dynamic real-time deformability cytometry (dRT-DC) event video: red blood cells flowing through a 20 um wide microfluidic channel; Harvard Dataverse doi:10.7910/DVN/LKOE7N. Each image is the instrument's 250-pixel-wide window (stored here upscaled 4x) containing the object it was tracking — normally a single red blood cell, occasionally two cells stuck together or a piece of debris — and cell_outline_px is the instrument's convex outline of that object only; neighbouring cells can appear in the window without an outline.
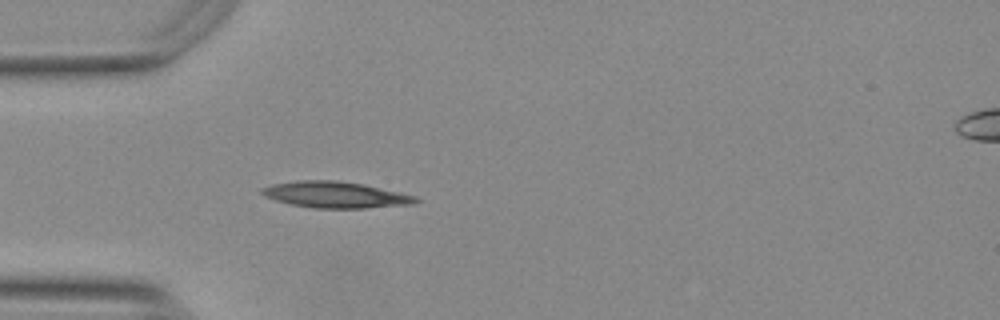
{"species": "Egyptian fruit bat (a non-hibernating species)", "species_latin": "Rousettus aegyptiacus", "temperature_condition": "warm", "stored_images_in_passage": 39, "camera_frame_rate_fps": 3000, "um_per_image_px": 0.085, "animal": {"sex": "female"}, "frame": {"image": 1, "passage_image": 1, "time_ms": 0.0, "image_size_px": [1000, 320], "cell_outline_px": [[420, 200], [412, 204], [364, 208], [316, 208], [292, 204], [276, 200], [260, 192], [260, 188], [272, 184], [300, 180], [336, 180], [364, 184], [400, 192], [416, 196]], "centroid_in_image_um": [28.54, 16.54], "position_along_channel_um": 56.5, "area_um2": 23.35}}
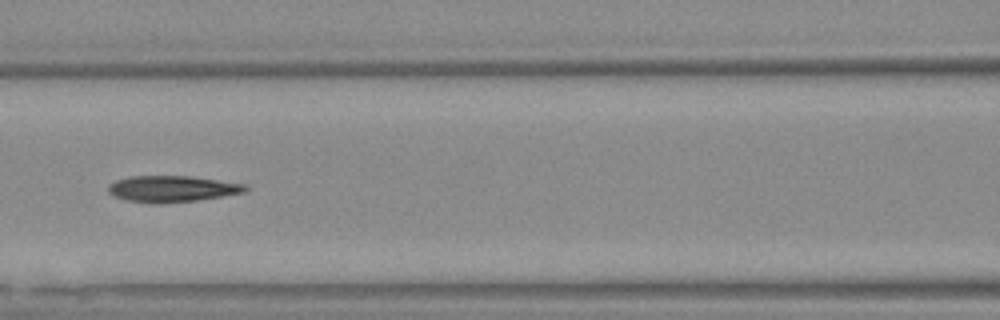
{"frame": {"image": 2, "passage_image": 9, "time_ms": 2.667, "image_size_px": [1000, 320], "cell_outline_px": [[248, 188], [244, 192], [196, 200], [156, 204], [148, 204], [128, 200], [112, 196], [108, 192], [108, 184], [116, 180], [132, 176], [188, 176], [244, 184]], "centroid_in_image_um": [14.54, 16.06], "position_along_channel_um": 152.1, "area_um2": 20.81}}
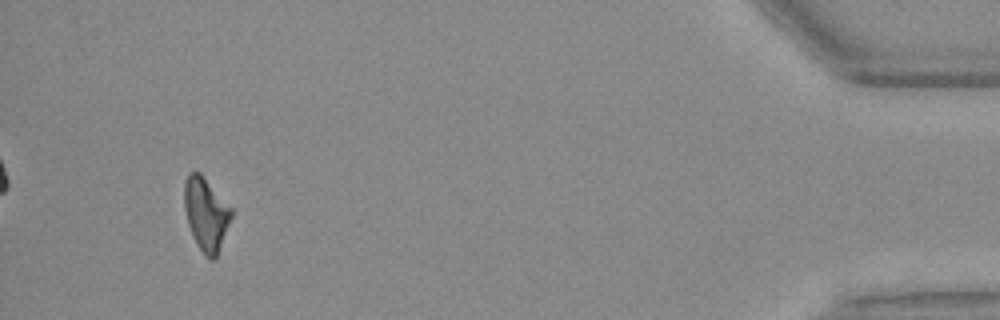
{"frame": {"image": 3, "passage_image": 36, "time_ms": 11.667, "image_size_px": [1000, 320], "cell_outline_px": [[232, 216], [216, 256], [212, 260], [204, 256], [188, 224], [184, 208], [184, 180], [188, 172], [200, 172], [232, 208]], "centroid_in_image_um": [17.5, 18.14], "position_along_channel_um": 417.7, "area_um2": 19.71}, "authors_computed_cell_mechanics": {"area_um2": 20.6924, "velocity_mm_per_s": 3.7745, "shape_relaxation_time_tau1_ms": null, "shape_relaxation_time_tau2_ms": 6.9736, "deformation_change_tau1": null, "deformation_change_tau2": 0.1671}}